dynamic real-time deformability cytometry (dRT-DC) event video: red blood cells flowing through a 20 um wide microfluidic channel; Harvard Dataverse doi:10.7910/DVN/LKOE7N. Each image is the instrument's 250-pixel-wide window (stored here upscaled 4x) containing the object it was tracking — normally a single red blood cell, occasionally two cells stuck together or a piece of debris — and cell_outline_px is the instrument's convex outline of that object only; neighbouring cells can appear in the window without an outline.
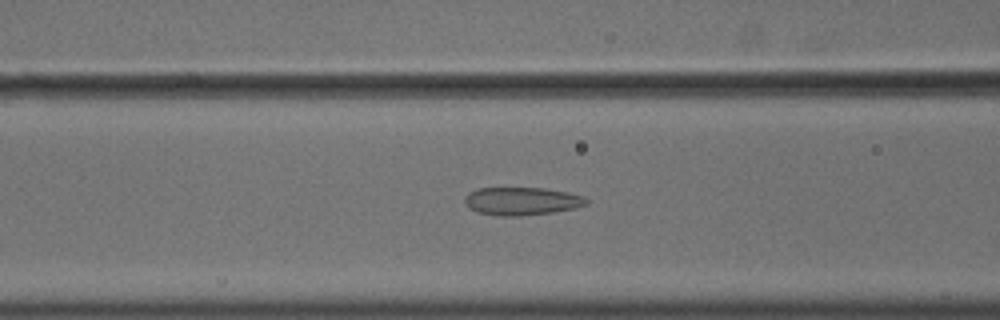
{"species": "common noctule bat (a hibernating species)", "species_latin": "Nyctalus noctula", "temperature_condition": "cold", "stored_images_in_passage": 56, "camera_frame_rate_fps": 3000, "um_per_image_px": 0.085, "animal": {"sex": "male", "body_mass_g": 18.8}, "frame": {"image": 1, "passage_image": 24, "time_ms": 7.667, "image_size_px": [1000, 320], "cell_outline_px": [[588, 204], [576, 208], [552, 212], [524, 216], [500, 216], [476, 212], [468, 208], [464, 204], [464, 196], [468, 192], [476, 188], [544, 188], [568, 192], [584, 196], [588, 200]], "centroid_in_image_um": [44.32, 17.1], "position_along_channel_um": 122.3, "area_um2": 20.17}}
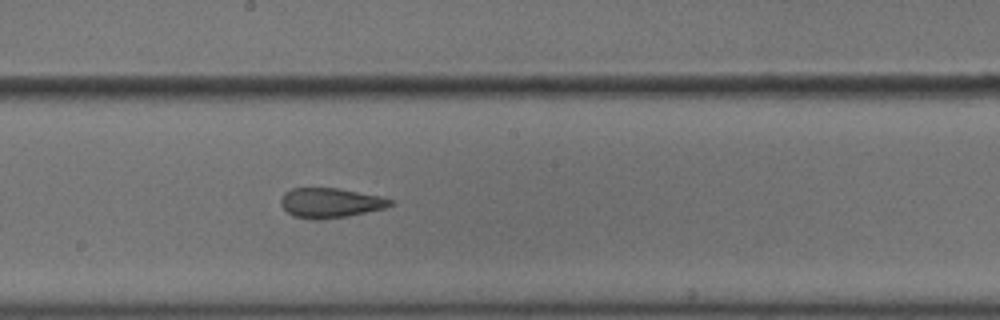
{"frame": {"image": 2, "passage_image": 32, "time_ms": 10.333, "image_size_px": [1000, 320], "cell_outline_px": [[396, 204], [384, 208], [348, 216], [292, 216], [280, 204], [280, 200], [284, 192], [292, 188], [340, 188], [384, 196], [396, 200]], "centroid_in_image_um": [28.18, 17.18], "position_along_channel_um": 220.0, "area_um2": 18.55}}
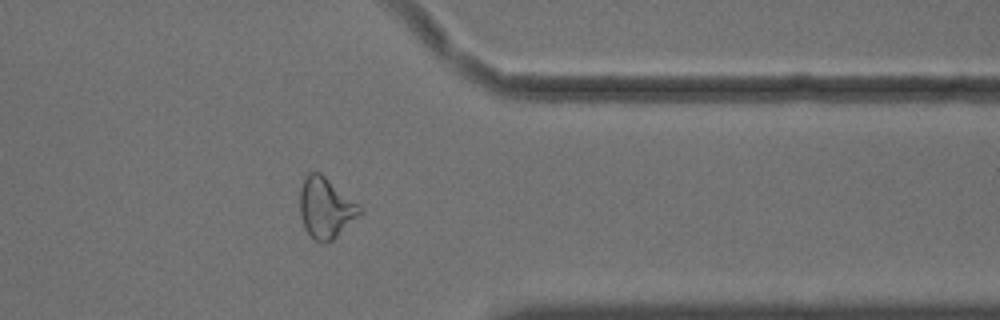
{"frame": {"image": 3, "passage_image": 46, "time_ms": 15.0, "image_size_px": [1000, 320], "cell_outline_px": [[364, 212], [332, 240], [324, 244], [320, 244], [304, 228], [300, 216], [300, 188], [304, 176], [308, 172], [320, 172], [360, 204], [364, 208]], "centroid_in_image_um": [27.7, 17.66], "position_along_channel_um": 383.7, "area_um2": 21.5}, "authors_computed_cell_mechanics": {"area_um2": 22.1085, "velocity_mm_per_s": 3.6599, "shape_relaxation_time_tau1_ms": null, "shape_relaxation_time_tau2_ms": 1.8352, "deformation_change_tau1": null, "deformation_change_tau2": 0.0939}}